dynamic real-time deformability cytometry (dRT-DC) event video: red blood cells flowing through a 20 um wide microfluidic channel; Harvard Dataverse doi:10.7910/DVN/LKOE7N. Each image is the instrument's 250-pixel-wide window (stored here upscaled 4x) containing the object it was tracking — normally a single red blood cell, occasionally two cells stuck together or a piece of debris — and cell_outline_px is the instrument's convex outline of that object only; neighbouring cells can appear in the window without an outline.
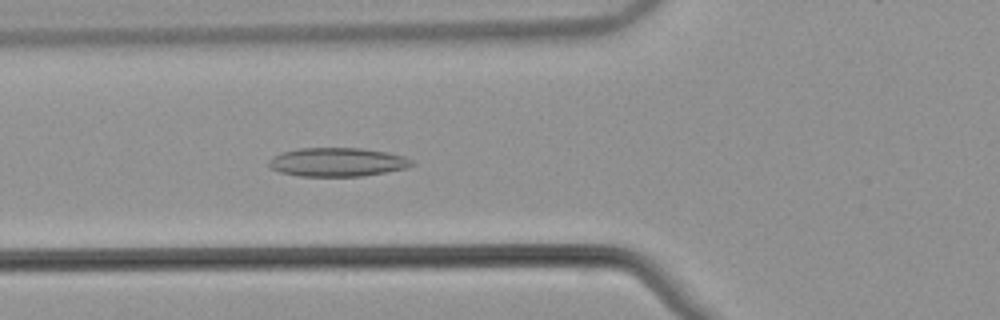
{"species": "common noctule bat (a hibernating species)", "species_latin": "Nyctalus noctula", "temperature_condition": "warm", "stored_images_in_passage": 55, "camera_frame_rate_fps": 3000, "um_per_image_px": 0.085, "animal": {"sex": "male", "body_mass_g": 21.5, "forearm_length_mm": 52.0}, "frame": {"image": 1, "passage_image": 21, "time_ms": 6.667, "image_size_px": [1000, 320], "cell_outline_px": [[412, 164], [408, 168], [364, 176], [300, 176], [280, 172], [272, 168], [268, 164], [276, 156], [284, 152], [300, 148], [360, 148], [388, 152], [404, 156], [412, 160]], "centroid_in_image_um": [28.74, 13.78], "position_along_channel_um": 97.1, "area_um2": 23.7}}
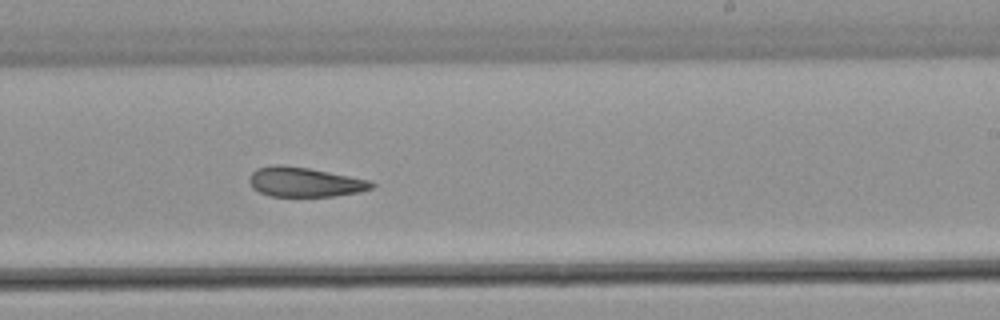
{"frame": {"image": 2, "passage_image": 34, "time_ms": 11.0, "image_size_px": [1000, 320], "cell_outline_px": [[376, 184], [372, 188], [360, 192], [336, 196], [272, 196], [260, 192], [252, 188], [248, 180], [252, 172], [256, 168], [280, 164], [308, 168], [372, 180]], "centroid_in_image_um": [25.92, 15.47], "position_along_channel_um": 263.1, "area_um2": 21.15}}
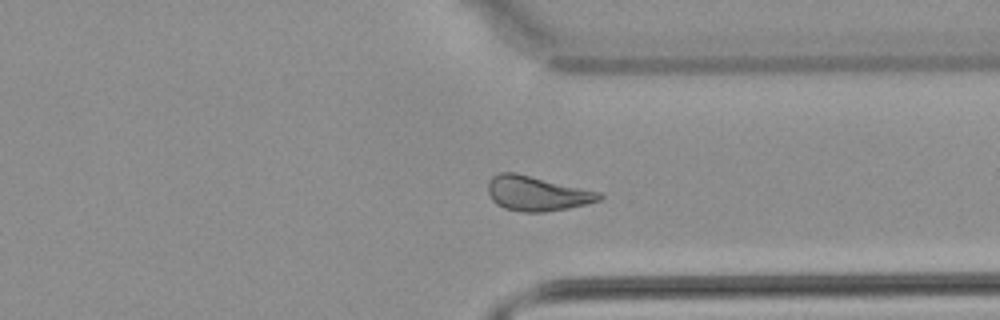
{"frame": {"image": 3, "passage_image": 42, "time_ms": 13.667, "image_size_px": [1000, 320], "cell_outline_px": [[604, 196], [600, 200], [568, 208], [544, 212], [524, 212], [504, 208], [496, 204], [492, 200], [488, 192], [488, 180], [492, 176], [500, 172], [516, 172], [600, 192]], "centroid_in_image_um": [45.61, 16.43], "position_along_channel_um": 365.8, "area_um2": 22.54}, "authors_computed_cell_mechanics": {"area_um2": 23.1778, "velocity_mm_per_s": 3.839, "shape_relaxation_time_tau1_ms": null, "shape_relaxation_time_tau2_ms": 7.658, "deformation_change_tau1": null, "deformation_change_tau2": 0.1703}}